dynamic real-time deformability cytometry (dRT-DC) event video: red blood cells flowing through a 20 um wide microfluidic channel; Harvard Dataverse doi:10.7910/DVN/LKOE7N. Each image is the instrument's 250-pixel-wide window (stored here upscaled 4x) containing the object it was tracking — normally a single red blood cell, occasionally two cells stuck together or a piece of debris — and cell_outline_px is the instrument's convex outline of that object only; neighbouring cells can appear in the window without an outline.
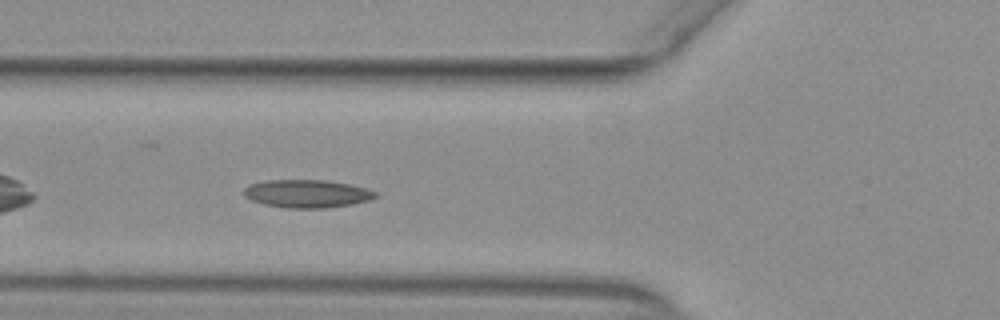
{"species": "common noctule bat (a hibernating species)", "species_latin": "Nyctalus noctula", "temperature_condition": "warm", "stored_images_in_passage": 8, "camera_frame_rate_fps": 3000, "um_per_image_px": 0.085, "animal": {"sex": "female", "body_mass_g": 29.2, "forearm_length_mm": 56.3}, "frame": {"image": 1, "passage_image": 5, "time_ms": 1.333, "image_size_px": [1000, 320], "cell_outline_px": [[376, 196], [372, 200], [352, 204], [324, 208], [288, 208], [264, 204], [252, 200], [244, 196], [244, 188], [248, 184], [268, 180], [324, 180], [348, 184], [368, 188], [376, 192]], "centroid_in_image_um": [26.1, 16.46], "position_along_channel_um": 99.7, "area_um2": 21.44}}
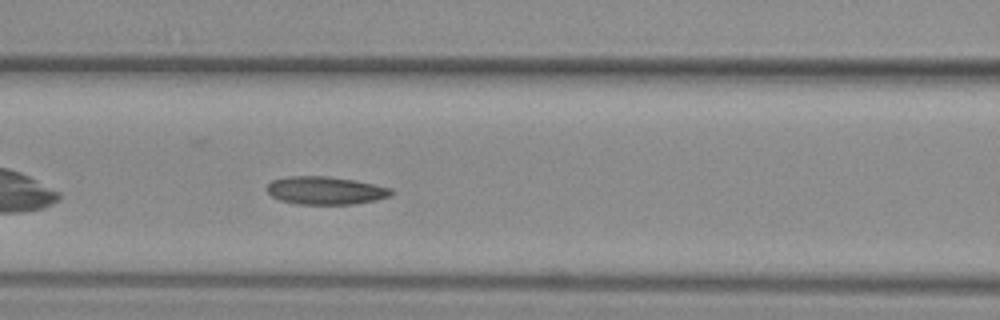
{"frame": {"image": 2, "passage_image": 8, "time_ms": 2.333, "image_size_px": [1000, 320], "cell_outline_px": [[396, 192], [392, 196], [376, 200], [352, 204], [296, 204], [280, 200], [272, 196], [268, 192], [268, 184], [272, 180], [288, 176], [328, 176], [356, 180], [392, 188]], "centroid_in_image_um": [27.72, 16.19], "position_along_channel_um": 138.9, "area_um2": 20.4}}